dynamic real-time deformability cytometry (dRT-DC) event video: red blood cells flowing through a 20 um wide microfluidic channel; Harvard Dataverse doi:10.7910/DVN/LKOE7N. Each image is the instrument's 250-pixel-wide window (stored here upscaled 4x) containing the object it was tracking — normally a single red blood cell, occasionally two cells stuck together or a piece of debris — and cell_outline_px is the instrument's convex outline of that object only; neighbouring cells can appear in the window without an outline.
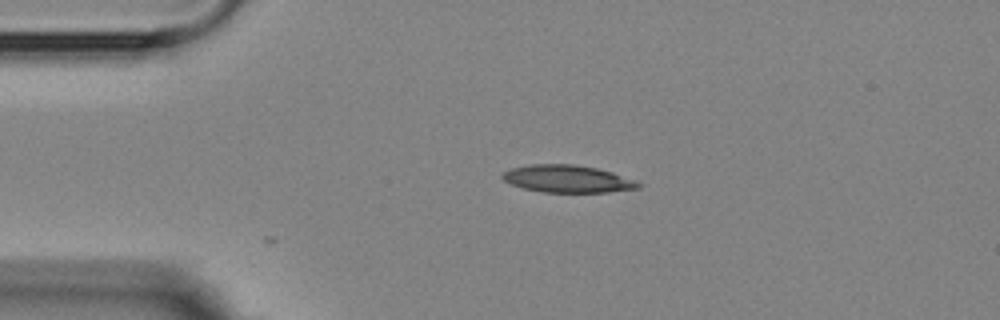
{"species": "Egyptian fruit bat (a non-hibernating species)", "species_latin": "Rousettus aegyptiacus", "temperature_condition": "room temperature", "stored_images_in_passage": 2, "camera_frame_rate_fps": 3000, "um_per_image_px": 0.085, "animal": {"sex": "female"}, "frame": {"image": 1, "passage_image": 1, "time_ms": 0.0, "image_size_px": [1000, 320], "cell_outline_px": [[640, 188], [608, 192], [544, 192], [524, 188], [512, 184], [504, 180], [500, 176], [504, 172], [512, 168], [532, 164], [572, 164], [596, 168], [612, 172], [636, 180], [640, 184]], "centroid_in_image_um": [48.25, 15.2], "position_along_channel_um": 36.7, "area_um2": 21.5}}